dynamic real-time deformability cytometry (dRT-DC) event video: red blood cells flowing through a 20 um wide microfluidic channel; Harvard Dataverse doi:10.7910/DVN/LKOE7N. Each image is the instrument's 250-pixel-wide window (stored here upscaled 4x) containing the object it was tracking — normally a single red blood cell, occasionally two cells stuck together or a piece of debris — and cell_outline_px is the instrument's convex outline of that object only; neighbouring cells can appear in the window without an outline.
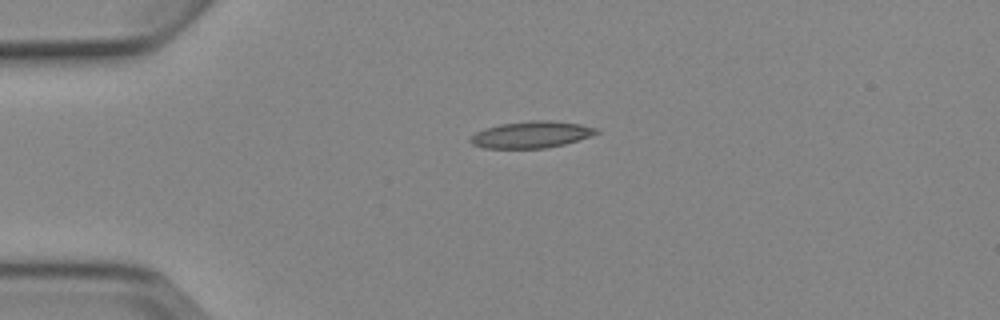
{"species": "Egyptian fruit bat (a non-hibernating species)", "species_latin": "Rousettus aegyptiacus", "temperature_condition": "cold", "stored_images_in_passage": 2, "camera_frame_rate_fps": 3000, "um_per_image_px": 0.085, "animal": {"sex": "female"}, "frame": {"image": 1, "passage_image": 1, "time_ms": 0.0, "image_size_px": [1000, 320], "cell_outline_px": [[600, 132], [592, 136], [564, 144], [544, 148], [484, 148], [472, 144], [468, 140], [476, 132], [484, 128], [500, 124], [532, 120], [548, 120], [580, 124], [596, 128]], "centroid_in_image_um": [45.15, 11.44], "position_along_channel_um": 39.8, "area_um2": 19.54}}